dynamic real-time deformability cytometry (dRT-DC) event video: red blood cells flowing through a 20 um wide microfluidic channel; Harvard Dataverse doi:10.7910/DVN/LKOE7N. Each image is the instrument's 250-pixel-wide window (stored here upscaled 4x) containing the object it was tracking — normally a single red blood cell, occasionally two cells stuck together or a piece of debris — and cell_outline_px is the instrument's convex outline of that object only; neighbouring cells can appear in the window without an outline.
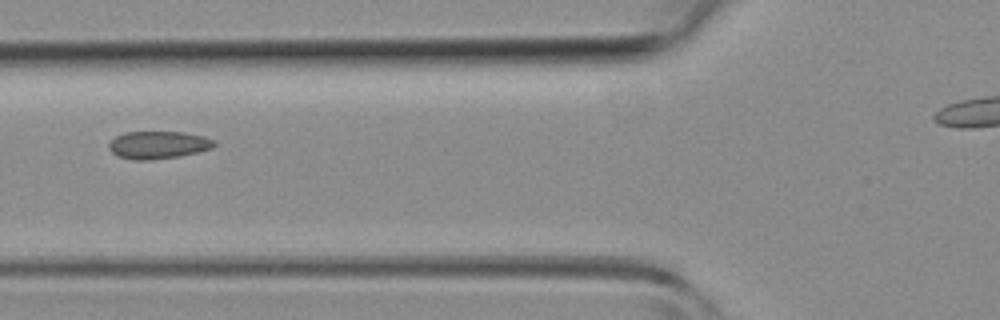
{"species": "common noctule bat (a hibernating species)", "species_latin": "Nyctalus noctula", "temperature_condition": "room temperature", "stored_images_in_passage": 2, "camera_frame_rate_fps": 3000, "um_per_image_px": 0.085, "animal": {"sex": "female", "body_mass_g": 19.3, "forearm_length_mm": 54.1}, "frame": {"image": 1, "passage_image": 2, "time_ms": 1.0, "image_size_px": [1000, 320], "cell_outline_px": [[216, 144], [212, 148], [180, 156], [148, 160], [132, 160], [120, 156], [112, 152], [108, 148], [108, 144], [116, 136], [124, 132], [184, 132], [204, 136], [212, 140]], "centroid_in_image_um": [13.43, 12.31], "position_along_channel_um": 112.4, "area_um2": 16.82}}